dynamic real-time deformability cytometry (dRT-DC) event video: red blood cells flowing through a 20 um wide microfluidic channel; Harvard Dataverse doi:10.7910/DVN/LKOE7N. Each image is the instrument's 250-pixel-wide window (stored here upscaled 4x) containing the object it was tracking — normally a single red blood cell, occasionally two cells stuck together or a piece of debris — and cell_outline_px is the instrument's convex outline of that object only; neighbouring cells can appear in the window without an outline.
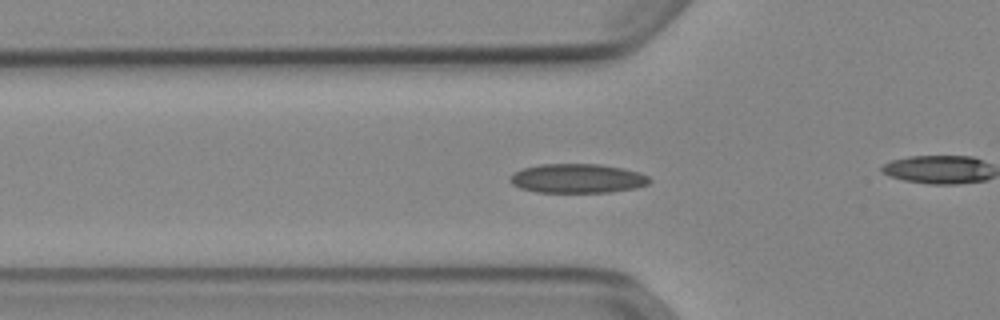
{"species": "Egyptian fruit bat (a non-hibernating species)", "species_latin": "Rousettus aegyptiacus", "temperature_condition": "cold", "stored_images_in_passage": 43, "camera_frame_rate_fps": 3000, "um_per_image_px": 0.085, "animal": {"sex": "female"}, "frame": {"image": 1, "passage_image": 8, "time_ms": 2.333, "image_size_px": [1000, 320], "cell_outline_px": [[652, 180], [648, 184], [636, 188], [612, 192], [536, 192], [520, 188], [512, 184], [508, 180], [516, 172], [524, 168], [540, 164], [600, 164], [624, 168], [640, 172], [648, 176]], "centroid_in_image_um": [49.13, 15.17], "position_along_channel_um": 76.7, "area_um2": 23.81}}
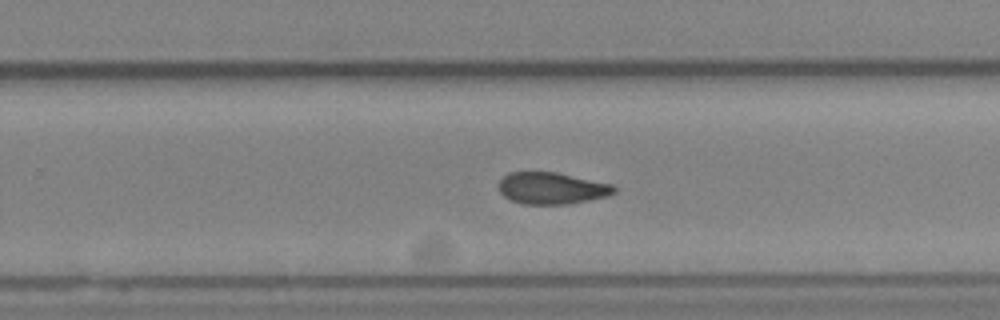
{"frame": {"image": 2, "passage_image": 24, "time_ms": 7.667, "image_size_px": [1000, 320], "cell_outline_px": [[616, 192], [608, 196], [568, 204], [524, 204], [512, 200], [504, 196], [500, 192], [500, 180], [508, 172], [556, 172], [612, 184], [616, 188]], "centroid_in_image_um": [46.92, 16.0], "position_along_channel_um": 282.9, "area_um2": 21.21}}
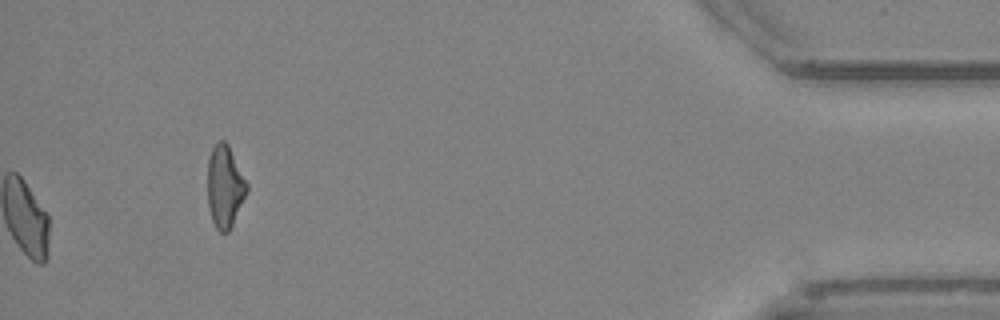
{"frame": {"image": 3, "passage_image": 43, "time_ms": 14.0, "image_size_px": [1000, 320], "cell_outline_px": [[248, 188], [232, 224], [228, 232], [220, 232], [216, 228], [212, 220], [208, 208], [208, 160], [212, 148], [216, 140], [224, 140], [228, 144], [248, 184]], "centroid_in_image_um": [19.09, 15.82], "position_along_channel_um": 416.1, "area_um2": 18.61}, "authors_computed_cell_mechanics": {"area_um2": 22.1374, "velocity_mm_per_s": 3.8705, "shape_relaxation_time_tau1_ms": 10.1292, "shape_relaxation_time_tau2_ms": 4.0927, "deformation_change_tau1": 0.1759, "deformation_change_tau2": 0.0865}}